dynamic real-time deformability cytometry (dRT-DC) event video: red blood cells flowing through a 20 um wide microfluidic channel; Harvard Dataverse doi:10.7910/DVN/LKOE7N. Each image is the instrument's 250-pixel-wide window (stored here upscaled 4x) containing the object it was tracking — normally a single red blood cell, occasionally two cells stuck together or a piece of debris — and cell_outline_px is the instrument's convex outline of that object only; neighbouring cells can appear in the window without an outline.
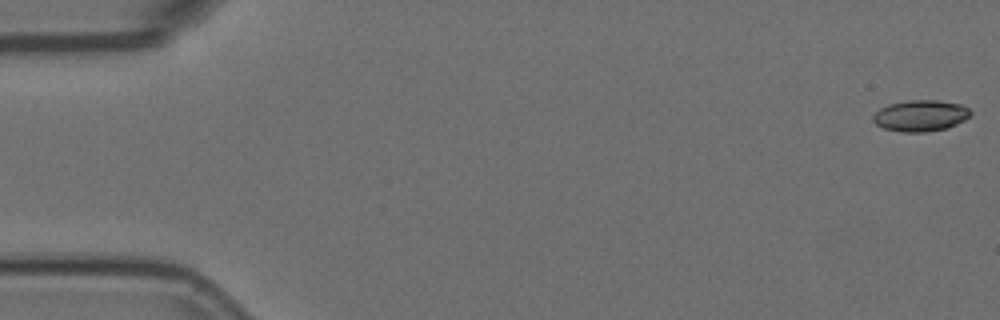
{"species": "Egyptian fruit bat (a non-hibernating species)", "species_latin": "Rousettus aegyptiacus", "temperature_condition": "room temperature", "stored_images_in_passage": 53, "camera_frame_rate_fps": 3000, "um_per_image_px": 0.085, "animal": {"sex": "female"}, "frame": {"image": 1, "passage_image": 1, "time_ms": 0.0, "image_size_px": [1000, 320], "cell_outline_px": [[972, 116], [956, 124], [944, 128], [924, 132], [904, 132], [884, 128], [876, 124], [872, 120], [872, 116], [880, 108], [888, 104], [908, 100], [936, 100], [960, 104], [968, 108], [972, 112]], "centroid_in_image_um": [78.24, 9.82], "position_along_channel_um": 6.8, "area_um2": 17.69}}
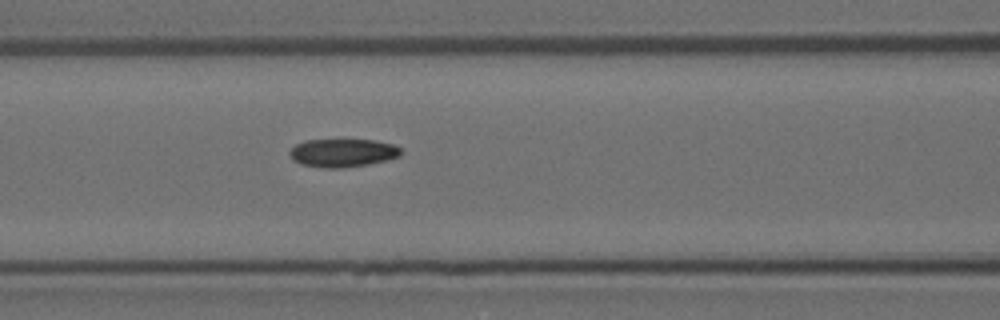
{"frame": {"image": 2, "passage_image": 23, "time_ms": 7.333, "image_size_px": [1000, 320], "cell_outline_px": [[404, 152], [400, 156], [388, 160], [368, 164], [344, 168], [324, 168], [300, 164], [292, 160], [288, 152], [296, 144], [304, 140], [376, 140], [392, 144], [400, 148]], "centroid_in_image_um": [29.13, 13.0], "position_along_channel_um": 137.5, "area_um2": 18.5}}
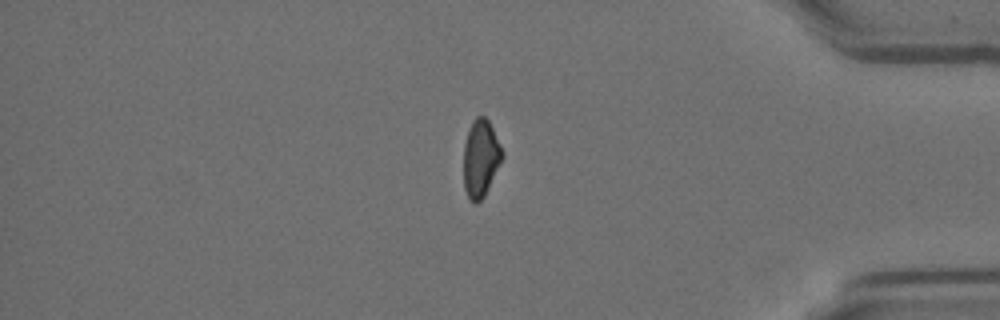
{"frame": {"image": 3, "passage_image": 46, "time_ms": 15.0, "image_size_px": [1000, 320], "cell_outline_px": [[504, 156], [484, 196], [476, 204], [468, 196], [464, 188], [464, 144], [468, 128], [472, 120], [476, 116], [484, 116], [488, 120], [504, 152]], "centroid_in_image_um": [40.85, 13.42], "position_along_channel_um": 394.3, "area_um2": 17.34}, "authors_computed_cell_mechanics": {"area_um2": 18.1492, "velocity_mm_per_s": 3.7516, "shape_relaxation_time_tau1_ms": null, "shape_relaxation_time_tau2_ms": 3.8185, "deformation_change_tau1": null, "deformation_change_tau2": 0.0826}}